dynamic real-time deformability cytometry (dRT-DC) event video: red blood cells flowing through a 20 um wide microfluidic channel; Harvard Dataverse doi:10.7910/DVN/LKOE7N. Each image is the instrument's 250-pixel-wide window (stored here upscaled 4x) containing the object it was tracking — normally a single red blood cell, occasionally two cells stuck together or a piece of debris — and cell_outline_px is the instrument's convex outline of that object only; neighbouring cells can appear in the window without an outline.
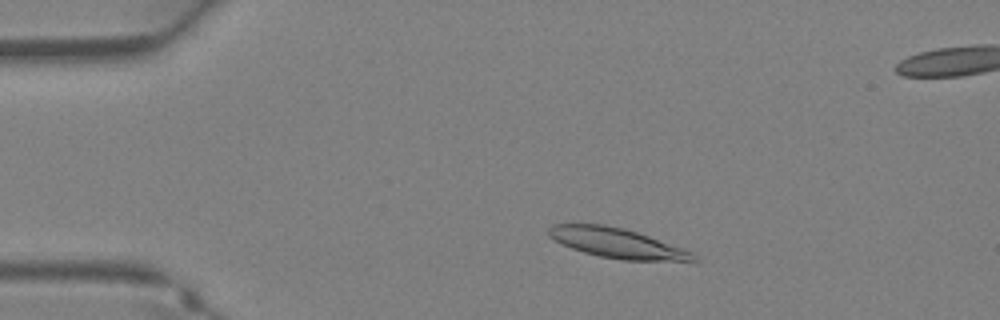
{"species": "Egyptian fruit bat (a non-hibernating species)", "species_latin": "Rousettus aegyptiacus", "temperature_condition": "warm", "stored_images_in_passage": 34, "segment_of_instrument_passage": [1, 2], "camera_frame_rate_fps": 3000, "um_per_image_px": 0.085, "animal": {"sex": "female"}, "frame": {"image": 1, "passage_image": 4, "time_ms": 1.0, "image_size_px": [1000, 320], "cell_outline_px": [[700, 260], [624, 260], [600, 256], [584, 252], [572, 248], [548, 236], [548, 228], [552, 224], [604, 224], [624, 228], [648, 236], [692, 252]], "centroid_in_image_um": [52.4, 20.64], "position_along_channel_um": 32.6, "area_um2": 24.57}}
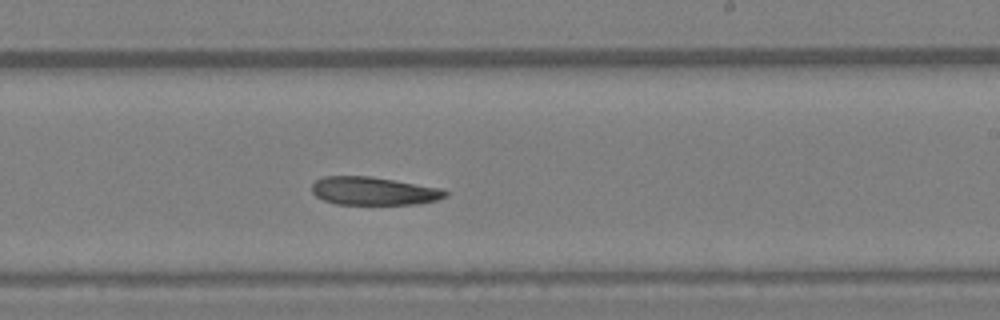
{"frame": {"image": 2, "passage_image": 19, "time_ms": 6.0, "image_size_px": [1000, 320], "cell_outline_px": [[448, 196], [436, 200], [416, 204], [336, 204], [324, 200], [316, 196], [312, 192], [312, 184], [316, 180], [324, 176], [368, 176], [444, 188], [448, 192]], "centroid_in_image_um": [31.78, 16.23], "position_along_channel_um": 257.2, "area_um2": 21.91}}
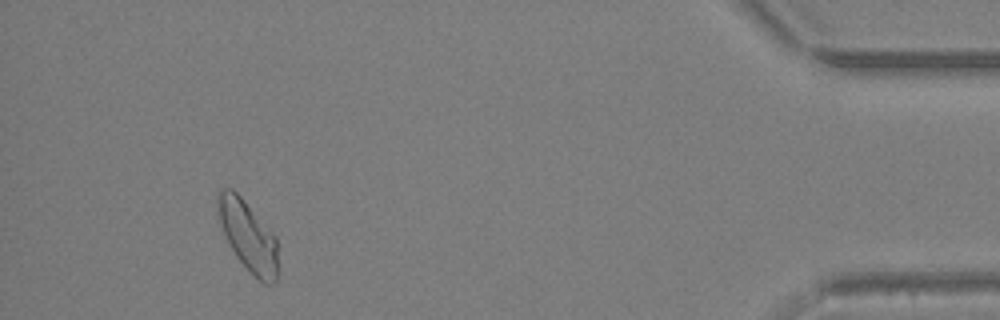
{"frame": {"image": 3, "passage_image": 31, "time_ms": 10.0, "image_size_px": [1000, 320], "cell_outline_px": [[276, 280], [272, 284], [264, 284], [236, 256], [224, 232], [220, 220], [216, 200], [216, 196], [224, 188], [232, 188], [244, 200], [276, 236]], "centroid_in_image_um": [21.08, 20.02], "position_along_channel_um": 414.1, "area_um2": 23.76}}